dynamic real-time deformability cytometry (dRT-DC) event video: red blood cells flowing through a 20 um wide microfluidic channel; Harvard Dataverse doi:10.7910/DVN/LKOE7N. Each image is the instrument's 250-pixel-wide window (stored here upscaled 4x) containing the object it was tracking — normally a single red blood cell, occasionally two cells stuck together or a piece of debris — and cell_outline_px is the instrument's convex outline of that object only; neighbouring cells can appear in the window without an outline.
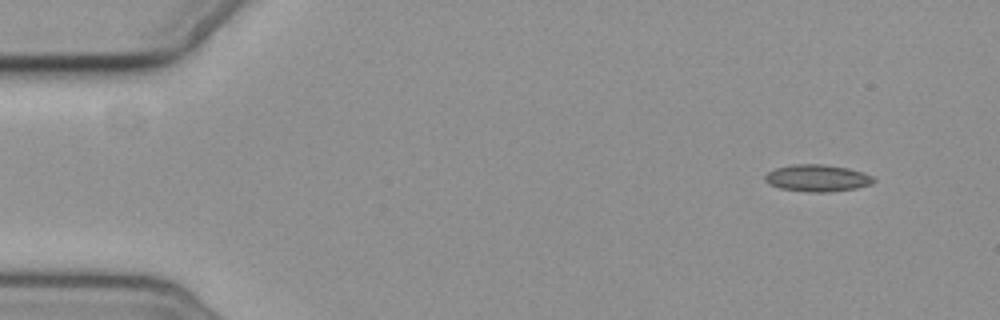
{"species": "common noctule bat (a hibernating species)", "species_latin": "Nyctalus noctula", "temperature_condition": "cold", "stored_images_in_passage": 4, "camera_frame_rate_fps": 3000, "um_per_image_px": 0.085, "animal": {"sex": "female", "body_mass_g": 19.3, "forearm_length_mm": 54.1}, "frame": {"image": 1, "passage_image": 1, "time_ms": 0.0, "image_size_px": [1000, 320], "cell_outline_px": [[876, 180], [872, 184], [856, 188], [828, 192], [816, 192], [780, 188], [764, 180], [764, 176], [768, 172], [776, 168], [792, 164], [824, 164], [848, 168], [872, 176]], "centroid_in_image_um": [69.48, 15.13], "position_along_channel_um": 15.5, "area_um2": 16.82}}